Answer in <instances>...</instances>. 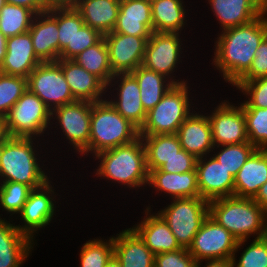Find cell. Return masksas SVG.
<instances>
[{"label": "cell", "instance_id": "37", "mask_svg": "<svg viewBox=\"0 0 267 267\" xmlns=\"http://www.w3.org/2000/svg\"><path fill=\"white\" fill-rule=\"evenodd\" d=\"M114 256L113 236L108 242L102 239L88 240L80 251L81 267H105Z\"/></svg>", "mask_w": 267, "mask_h": 267}, {"label": "cell", "instance_id": "29", "mask_svg": "<svg viewBox=\"0 0 267 267\" xmlns=\"http://www.w3.org/2000/svg\"><path fill=\"white\" fill-rule=\"evenodd\" d=\"M119 6L120 0H79L75 9L85 25L105 35L116 26Z\"/></svg>", "mask_w": 267, "mask_h": 267}, {"label": "cell", "instance_id": "33", "mask_svg": "<svg viewBox=\"0 0 267 267\" xmlns=\"http://www.w3.org/2000/svg\"><path fill=\"white\" fill-rule=\"evenodd\" d=\"M74 60L89 73L96 75L106 85L114 76L109 62V50L104 37L96 44L79 53Z\"/></svg>", "mask_w": 267, "mask_h": 267}, {"label": "cell", "instance_id": "36", "mask_svg": "<svg viewBox=\"0 0 267 267\" xmlns=\"http://www.w3.org/2000/svg\"><path fill=\"white\" fill-rule=\"evenodd\" d=\"M222 147L220 152L213 155L222 166L235 177L237 172L241 169L249 157L257 150V148L250 142L220 145Z\"/></svg>", "mask_w": 267, "mask_h": 267}, {"label": "cell", "instance_id": "14", "mask_svg": "<svg viewBox=\"0 0 267 267\" xmlns=\"http://www.w3.org/2000/svg\"><path fill=\"white\" fill-rule=\"evenodd\" d=\"M109 50L113 74L131 73L143 64L145 47L150 37L126 35L111 31L103 35Z\"/></svg>", "mask_w": 267, "mask_h": 267}, {"label": "cell", "instance_id": "6", "mask_svg": "<svg viewBox=\"0 0 267 267\" xmlns=\"http://www.w3.org/2000/svg\"><path fill=\"white\" fill-rule=\"evenodd\" d=\"M188 83L174 84L161 101L149 112L139 135L176 134L181 124L192 113Z\"/></svg>", "mask_w": 267, "mask_h": 267}, {"label": "cell", "instance_id": "25", "mask_svg": "<svg viewBox=\"0 0 267 267\" xmlns=\"http://www.w3.org/2000/svg\"><path fill=\"white\" fill-rule=\"evenodd\" d=\"M34 240L0 218V267H20L33 249Z\"/></svg>", "mask_w": 267, "mask_h": 267}, {"label": "cell", "instance_id": "46", "mask_svg": "<svg viewBox=\"0 0 267 267\" xmlns=\"http://www.w3.org/2000/svg\"><path fill=\"white\" fill-rule=\"evenodd\" d=\"M102 38L103 35L99 31L84 24L73 37V58Z\"/></svg>", "mask_w": 267, "mask_h": 267}, {"label": "cell", "instance_id": "38", "mask_svg": "<svg viewBox=\"0 0 267 267\" xmlns=\"http://www.w3.org/2000/svg\"><path fill=\"white\" fill-rule=\"evenodd\" d=\"M248 141L257 149H267V108H243Z\"/></svg>", "mask_w": 267, "mask_h": 267}, {"label": "cell", "instance_id": "45", "mask_svg": "<svg viewBox=\"0 0 267 267\" xmlns=\"http://www.w3.org/2000/svg\"><path fill=\"white\" fill-rule=\"evenodd\" d=\"M197 158L183 148L177 155L164 163L159 170L170 173H185L196 170Z\"/></svg>", "mask_w": 267, "mask_h": 267}, {"label": "cell", "instance_id": "1", "mask_svg": "<svg viewBox=\"0 0 267 267\" xmlns=\"http://www.w3.org/2000/svg\"><path fill=\"white\" fill-rule=\"evenodd\" d=\"M267 10L248 24L222 30L213 62L233 86L249 71L255 52L267 36Z\"/></svg>", "mask_w": 267, "mask_h": 267}, {"label": "cell", "instance_id": "34", "mask_svg": "<svg viewBox=\"0 0 267 267\" xmlns=\"http://www.w3.org/2000/svg\"><path fill=\"white\" fill-rule=\"evenodd\" d=\"M59 59H73V37L84 25L75 8L57 9Z\"/></svg>", "mask_w": 267, "mask_h": 267}, {"label": "cell", "instance_id": "51", "mask_svg": "<svg viewBox=\"0 0 267 267\" xmlns=\"http://www.w3.org/2000/svg\"><path fill=\"white\" fill-rule=\"evenodd\" d=\"M9 137L5 117L0 116V144H3Z\"/></svg>", "mask_w": 267, "mask_h": 267}, {"label": "cell", "instance_id": "48", "mask_svg": "<svg viewBox=\"0 0 267 267\" xmlns=\"http://www.w3.org/2000/svg\"><path fill=\"white\" fill-rule=\"evenodd\" d=\"M79 0H43L46 11L53 9L76 8Z\"/></svg>", "mask_w": 267, "mask_h": 267}, {"label": "cell", "instance_id": "52", "mask_svg": "<svg viewBox=\"0 0 267 267\" xmlns=\"http://www.w3.org/2000/svg\"><path fill=\"white\" fill-rule=\"evenodd\" d=\"M6 43H7V38L0 31V69H1L4 57L6 55Z\"/></svg>", "mask_w": 267, "mask_h": 267}, {"label": "cell", "instance_id": "17", "mask_svg": "<svg viewBox=\"0 0 267 267\" xmlns=\"http://www.w3.org/2000/svg\"><path fill=\"white\" fill-rule=\"evenodd\" d=\"M28 32L35 54L41 62L59 60L57 9L36 14Z\"/></svg>", "mask_w": 267, "mask_h": 267}, {"label": "cell", "instance_id": "22", "mask_svg": "<svg viewBox=\"0 0 267 267\" xmlns=\"http://www.w3.org/2000/svg\"><path fill=\"white\" fill-rule=\"evenodd\" d=\"M221 29L248 24L267 10V0H208Z\"/></svg>", "mask_w": 267, "mask_h": 267}, {"label": "cell", "instance_id": "44", "mask_svg": "<svg viewBox=\"0 0 267 267\" xmlns=\"http://www.w3.org/2000/svg\"><path fill=\"white\" fill-rule=\"evenodd\" d=\"M249 71L239 81H251L267 77V36L255 52Z\"/></svg>", "mask_w": 267, "mask_h": 267}, {"label": "cell", "instance_id": "28", "mask_svg": "<svg viewBox=\"0 0 267 267\" xmlns=\"http://www.w3.org/2000/svg\"><path fill=\"white\" fill-rule=\"evenodd\" d=\"M148 172L149 186L168 193L173 199L200 196L196 170L185 173H170L155 169L148 170Z\"/></svg>", "mask_w": 267, "mask_h": 267}, {"label": "cell", "instance_id": "5", "mask_svg": "<svg viewBox=\"0 0 267 267\" xmlns=\"http://www.w3.org/2000/svg\"><path fill=\"white\" fill-rule=\"evenodd\" d=\"M138 137L139 129L125 119L108 99L92 103L89 153H94L93 156L133 142Z\"/></svg>", "mask_w": 267, "mask_h": 267}, {"label": "cell", "instance_id": "9", "mask_svg": "<svg viewBox=\"0 0 267 267\" xmlns=\"http://www.w3.org/2000/svg\"><path fill=\"white\" fill-rule=\"evenodd\" d=\"M245 240H237L228 230L209 215L188 247L189 253L199 263L203 260H231Z\"/></svg>", "mask_w": 267, "mask_h": 267}, {"label": "cell", "instance_id": "55", "mask_svg": "<svg viewBox=\"0 0 267 267\" xmlns=\"http://www.w3.org/2000/svg\"><path fill=\"white\" fill-rule=\"evenodd\" d=\"M145 1L152 3V2H154L155 0H145Z\"/></svg>", "mask_w": 267, "mask_h": 267}, {"label": "cell", "instance_id": "49", "mask_svg": "<svg viewBox=\"0 0 267 267\" xmlns=\"http://www.w3.org/2000/svg\"><path fill=\"white\" fill-rule=\"evenodd\" d=\"M253 200L267 212V182L259 188Z\"/></svg>", "mask_w": 267, "mask_h": 267}, {"label": "cell", "instance_id": "27", "mask_svg": "<svg viewBox=\"0 0 267 267\" xmlns=\"http://www.w3.org/2000/svg\"><path fill=\"white\" fill-rule=\"evenodd\" d=\"M117 235L113 237L114 256L121 267H154L155 255L132 228Z\"/></svg>", "mask_w": 267, "mask_h": 267}, {"label": "cell", "instance_id": "23", "mask_svg": "<svg viewBox=\"0 0 267 267\" xmlns=\"http://www.w3.org/2000/svg\"><path fill=\"white\" fill-rule=\"evenodd\" d=\"M113 32L139 37H151L153 32L151 3L145 0H120Z\"/></svg>", "mask_w": 267, "mask_h": 267}, {"label": "cell", "instance_id": "32", "mask_svg": "<svg viewBox=\"0 0 267 267\" xmlns=\"http://www.w3.org/2000/svg\"><path fill=\"white\" fill-rule=\"evenodd\" d=\"M139 136L144 143L148 170L159 169L182 149L176 134Z\"/></svg>", "mask_w": 267, "mask_h": 267}, {"label": "cell", "instance_id": "8", "mask_svg": "<svg viewBox=\"0 0 267 267\" xmlns=\"http://www.w3.org/2000/svg\"><path fill=\"white\" fill-rule=\"evenodd\" d=\"M50 120L51 111L29 89L5 116L6 129L10 137H40L49 128Z\"/></svg>", "mask_w": 267, "mask_h": 267}, {"label": "cell", "instance_id": "39", "mask_svg": "<svg viewBox=\"0 0 267 267\" xmlns=\"http://www.w3.org/2000/svg\"><path fill=\"white\" fill-rule=\"evenodd\" d=\"M27 89V78L0 72V116L5 117Z\"/></svg>", "mask_w": 267, "mask_h": 267}, {"label": "cell", "instance_id": "20", "mask_svg": "<svg viewBox=\"0 0 267 267\" xmlns=\"http://www.w3.org/2000/svg\"><path fill=\"white\" fill-rule=\"evenodd\" d=\"M181 147L197 159L215 150L212 129L208 116L192 113L181 124L176 133ZM212 150V151H211Z\"/></svg>", "mask_w": 267, "mask_h": 267}, {"label": "cell", "instance_id": "43", "mask_svg": "<svg viewBox=\"0 0 267 267\" xmlns=\"http://www.w3.org/2000/svg\"><path fill=\"white\" fill-rule=\"evenodd\" d=\"M197 264L188 248L155 254L154 267H197Z\"/></svg>", "mask_w": 267, "mask_h": 267}, {"label": "cell", "instance_id": "40", "mask_svg": "<svg viewBox=\"0 0 267 267\" xmlns=\"http://www.w3.org/2000/svg\"><path fill=\"white\" fill-rule=\"evenodd\" d=\"M0 184V205L10 213V216L19 214L32 189L23 183L0 182Z\"/></svg>", "mask_w": 267, "mask_h": 267}, {"label": "cell", "instance_id": "18", "mask_svg": "<svg viewBox=\"0 0 267 267\" xmlns=\"http://www.w3.org/2000/svg\"><path fill=\"white\" fill-rule=\"evenodd\" d=\"M114 80L117 83L120 81L116 89L119 91L117 92L118 97L116 100L111 99L109 102L125 119H128L140 130L146 121L147 112L144 110L140 99L138 82L131 73H119L114 74L107 87L110 85L113 87L116 84Z\"/></svg>", "mask_w": 267, "mask_h": 267}, {"label": "cell", "instance_id": "7", "mask_svg": "<svg viewBox=\"0 0 267 267\" xmlns=\"http://www.w3.org/2000/svg\"><path fill=\"white\" fill-rule=\"evenodd\" d=\"M157 213L168 224L180 246L188 248L209 215V201L200 196L173 199Z\"/></svg>", "mask_w": 267, "mask_h": 267}, {"label": "cell", "instance_id": "54", "mask_svg": "<svg viewBox=\"0 0 267 267\" xmlns=\"http://www.w3.org/2000/svg\"><path fill=\"white\" fill-rule=\"evenodd\" d=\"M6 4L5 0H0V9Z\"/></svg>", "mask_w": 267, "mask_h": 267}, {"label": "cell", "instance_id": "30", "mask_svg": "<svg viewBox=\"0 0 267 267\" xmlns=\"http://www.w3.org/2000/svg\"><path fill=\"white\" fill-rule=\"evenodd\" d=\"M131 74L138 82L140 99L146 112L153 109L174 85L171 79L155 71L146 69L142 65L138 66Z\"/></svg>", "mask_w": 267, "mask_h": 267}, {"label": "cell", "instance_id": "13", "mask_svg": "<svg viewBox=\"0 0 267 267\" xmlns=\"http://www.w3.org/2000/svg\"><path fill=\"white\" fill-rule=\"evenodd\" d=\"M214 146L249 142L246 133V118L240 105L234 106L226 100L221 102L208 116Z\"/></svg>", "mask_w": 267, "mask_h": 267}, {"label": "cell", "instance_id": "16", "mask_svg": "<svg viewBox=\"0 0 267 267\" xmlns=\"http://www.w3.org/2000/svg\"><path fill=\"white\" fill-rule=\"evenodd\" d=\"M200 197L211 201L234 196V177L216 158H198L196 164Z\"/></svg>", "mask_w": 267, "mask_h": 267}, {"label": "cell", "instance_id": "2", "mask_svg": "<svg viewBox=\"0 0 267 267\" xmlns=\"http://www.w3.org/2000/svg\"><path fill=\"white\" fill-rule=\"evenodd\" d=\"M209 216L228 230L238 241L250 235H267V212L253 200L236 196L209 201Z\"/></svg>", "mask_w": 267, "mask_h": 267}, {"label": "cell", "instance_id": "4", "mask_svg": "<svg viewBox=\"0 0 267 267\" xmlns=\"http://www.w3.org/2000/svg\"><path fill=\"white\" fill-rule=\"evenodd\" d=\"M34 139L37 140L35 137H9L3 143L0 151L2 182L23 183L36 189L49 180L37 162Z\"/></svg>", "mask_w": 267, "mask_h": 267}, {"label": "cell", "instance_id": "26", "mask_svg": "<svg viewBox=\"0 0 267 267\" xmlns=\"http://www.w3.org/2000/svg\"><path fill=\"white\" fill-rule=\"evenodd\" d=\"M267 182V149H257L234 177V196L254 198Z\"/></svg>", "mask_w": 267, "mask_h": 267}, {"label": "cell", "instance_id": "47", "mask_svg": "<svg viewBox=\"0 0 267 267\" xmlns=\"http://www.w3.org/2000/svg\"><path fill=\"white\" fill-rule=\"evenodd\" d=\"M6 3L27 7L35 14L45 12L43 0H5Z\"/></svg>", "mask_w": 267, "mask_h": 267}, {"label": "cell", "instance_id": "15", "mask_svg": "<svg viewBox=\"0 0 267 267\" xmlns=\"http://www.w3.org/2000/svg\"><path fill=\"white\" fill-rule=\"evenodd\" d=\"M48 180L39 188L32 189L28 195L22 211L19 213L24 225H16L20 232L29 236L32 240L34 233L47 226L55 215L54 189ZM54 196V197H53Z\"/></svg>", "mask_w": 267, "mask_h": 267}, {"label": "cell", "instance_id": "11", "mask_svg": "<svg viewBox=\"0 0 267 267\" xmlns=\"http://www.w3.org/2000/svg\"><path fill=\"white\" fill-rule=\"evenodd\" d=\"M181 40L179 33L152 32L146 43L142 66L168 79L171 78L174 84L186 83L170 77L180 61L181 45H183Z\"/></svg>", "mask_w": 267, "mask_h": 267}, {"label": "cell", "instance_id": "41", "mask_svg": "<svg viewBox=\"0 0 267 267\" xmlns=\"http://www.w3.org/2000/svg\"><path fill=\"white\" fill-rule=\"evenodd\" d=\"M234 86L249 96L247 101L240 103L242 108H267V77L238 81Z\"/></svg>", "mask_w": 267, "mask_h": 267}, {"label": "cell", "instance_id": "31", "mask_svg": "<svg viewBox=\"0 0 267 267\" xmlns=\"http://www.w3.org/2000/svg\"><path fill=\"white\" fill-rule=\"evenodd\" d=\"M183 0H155L151 3L153 32L181 33L186 24Z\"/></svg>", "mask_w": 267, "mask_h": 267}, {"label": "cell", "instance_id": "12", "mask_svg": "<svg viewBox=\"0 0 267 267\" xmlns=\"http://www.w3.org/2000/svg\"><path fill=\"white\" fill-rule=\"evenodd\" d=\"M92 102L75 101L54 109L51 119L58 121L68 143L81 155L89 153Z\"/></svg>", "mask_w": 267, "mask_h": 267}, {"label": "cell", "instance_id": "24", "mask_svg": "<svg viewBox=\"0 0 267 267\" xmlns=\"http://www.w3.org/2000/svg\"><path fill=\"white\" fill-rule=\"evenodd\" d=\"M149 209H151L150 206L145 210L146 216L143 221L132 229L154 255L181 249L168 224L158 213L151 215Z\"/></svg>", "mask_w": 267, "mask_h": 267}, {"label": "cell", "instance_id": "35", "mask_svg": "<svg viewBox=\"0 0 267 267\" xmlns=\"http://www.w3.org/2000/svg\"><path fill=\"white\" fill-rule=\"evenodd\" d=\"M35 15L27 7L6 3L0 9V31L6 38L28 32Z\"/></svg>", "mask_w": 267, "mask_h": 267}, {"label": "cell", "instance_id": "3", "mask_svg": "<svg viewBox=\"0 0 267 267\" xmlns=\"http://www.w3.org/2000/svg\"><path fill=\"white\" fill-rule=\"evenodd\" d=\"M94 156L101 161L95 173L98 177L103 176L112 182L117 181L131 188L148 184L146 151L140 136L133 142L102 151Z\"/></svg>", "mask_w": 267, "mask_h": 267}, {"label": "cell", "instance_id": "10", "mask_svg": "<svg viewBox=\"0 0 267 267\" xmlns=\"http://www.w3.org/2000/svg\"><path fill=\"white\" fill-rule=\"evenodd\" d=\"M27 87L51 112L65 104L77 101L57 61L41 62L28 76Z\"/></svg>", "mask_w": 267, "mask_h": 267}, {"label": "cell", "instance_id": "19", "mask_svg": "<svg viewBox=\"0 0 267 267\" xmlns=\"http://www.w3.org/2000/svg\"><path fill=\"white\" fill-rule=\"evenodd\" d=\"M40 63L29 32L7 38L6 55L0 69L1 73L28 78Z\"/></svg>", "mask_w": 267, "mask_h": 267}, {"label": "cell", "instance_id": "42", "mask_svg": "<svg viewBox=\"0 0 267 267\" xmlns=\"http://www.w3.org/2000/svg\"><path fill=\"white\" fill-rule=\"evenodd\" d=\"M231 260L233 267H267V235L255 238L237 262L235 255Z\"/></svg>", "mask_w": 267, "mask_h": 267}, {"label": "cell", "instance_id": "50", "mask_svg": "<svg viewBox=\"0 0 267 267\" xmlns=\"http://www.w3.org/2000/svg\"><path fill=\"white\" fill-rule=\"evenodd\" d=\"M204 267H233L232 260L218 259V260H208ZM197 267H201V262L197 264Z\"/></svg>", "mask_w": 267, "mask_h": 267}, {"label": "cell", "instance_id": "21", "mask_svg": "<svg viewBox=\"0 0 267 267\" xmlns=\"http://www.w3.org/2000/svg\"><path fill=\"white\" fill-rule=\"evenodd\" d=\"M57 62L77 101L93 103L104 100L102 96H105L108 90H106L107 85L100 78L89 73L72 59H59Z\"/></svg>", "mask_w": 267, "mask_h": 267}, {"label": "cell", "instance_id": "53", "mask_svg": "<svg viewBox=\"0 0 267 267\" xmlns=\"http://www.w3.org/2000/svg\"><path fill=\"white\" fill-rule=\"evenodd\" d=\"M105 267H121L120 262L116 259L115 256H113L108 263L105 265Z\"/></svg>", "mask_w": 267, "mask_h": 267}]
</instances>
